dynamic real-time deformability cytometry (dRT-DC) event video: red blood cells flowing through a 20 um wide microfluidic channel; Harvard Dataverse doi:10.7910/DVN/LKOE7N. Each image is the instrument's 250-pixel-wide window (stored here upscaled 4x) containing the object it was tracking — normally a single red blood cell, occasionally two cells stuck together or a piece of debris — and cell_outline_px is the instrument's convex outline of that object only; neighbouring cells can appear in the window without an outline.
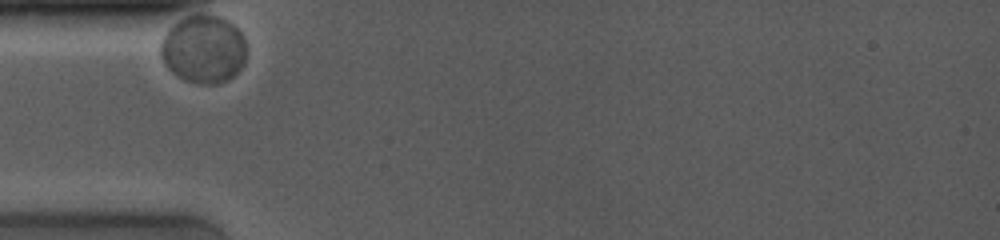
{"species": "common noctule bat (a hibernating species)", "species_latin": "Nyctalus noctula", "temperature_condition": "room temperature", "stored_images_in_passage": 32, "camera_frame_rate_fps": 4000, "um_per_image_px": 0.085, "animal": {"sex": "female", "body_mass_g": 19.0, "forearm_length_mm": 53.3}, "frame": {"image": 1, "passage_image": 1, "time_ms": 0.0, "image_size_px": [1000, 240], "cell_outline_px": [[244, 64], [232, 76], [216, 84], [200, 84], [184, 80], [172, 72], [168, 68], [160, 56], [160, 44], [168, 28], [180, 20], [188, 16], [220, 16], [228, 20], [240, 32], [244, 40]], "centroid_in_image_um": [17.27, 4.2], "position_along_channel_um": 67.7, "area_um2": 33.47}}
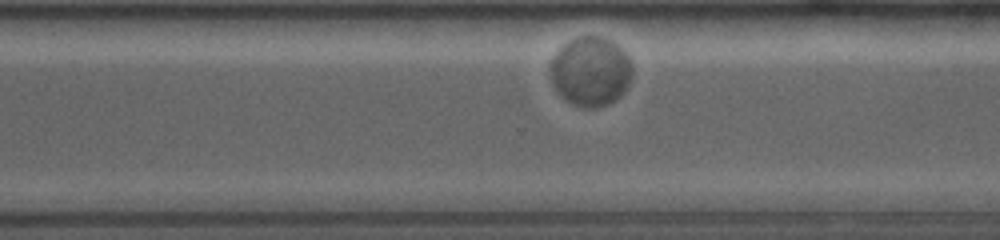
{"frame": {"image": 2, "passage_image": 28, "time_ms": 7.5, "image_size_px": [1000, 240], "cell_outline_px": [[632, 72], [628, 84], [620, 96], [616, 100], [608, 104], [596, 108], [584, 108], [568, 100], [552, 84], [548, 64], [556, 52], [564, 44], [580, 36], [600, 36], [616, 44], [632, 60]], "centroid_in_image_um": [50.2, 6.06], "position_along_channel_um": 320.4, "area_um2": 32.95}}
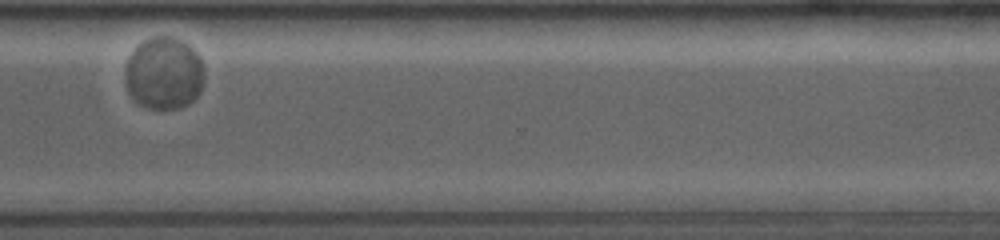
{"frame": {"image": 3, "passage_image": 30, "time_ms": 8.5, "image_size_px": [1000, 240], "cell_outline_px": [[204, 80], [200, 92], [188, 104], [180, 108], [148, 108], [140, 104], [128, 92], [128, 60], [132, 52], [144, 40], [156, 36], [168, 36], [184, 40], [200, 56], [204, 68]], "centroid_in_image_um": [14.01, 6.21], "position_along_channel_um": 356.6, "area_um2": 32.95}}